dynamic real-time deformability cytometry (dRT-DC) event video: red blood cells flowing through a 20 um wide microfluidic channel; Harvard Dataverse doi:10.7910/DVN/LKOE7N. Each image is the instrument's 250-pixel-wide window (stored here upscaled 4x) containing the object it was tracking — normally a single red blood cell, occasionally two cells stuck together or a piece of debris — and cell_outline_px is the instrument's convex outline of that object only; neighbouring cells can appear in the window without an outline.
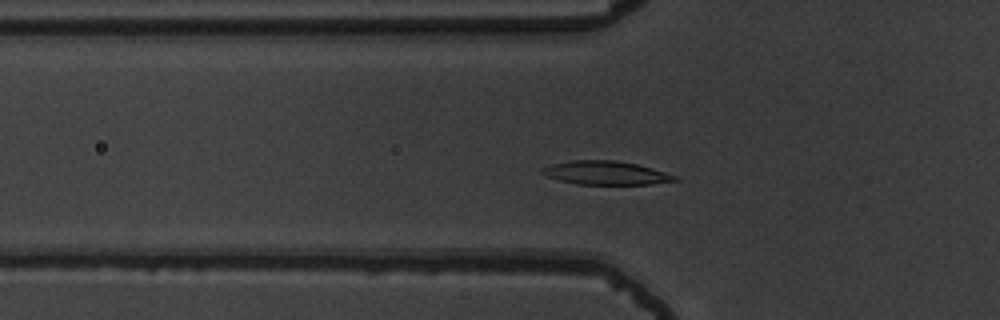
{"species": "common noctule bat (a hibernating species)", "species_latin": "Nyctalus noctula", "temperature_condition": "warm", "stored_images_in_passage": 48, "camera_frame_rate_fps": 3000, "um_per_image_px": 0.085, "animal": {"sex": "male", "body_mass_g": 19.5, "forearm_length_mm": 54.6}, "frame": {"image": 1, "passage_image": 13, "time_ms": 4.0, "image_size_px": [1000, 320], "cell_outline_px": [[680, 180], [652, 184], [576, 184], [560, 180], [548, 176], [540, 172], [540, 168], [552, 164], [572, 160], [616, 160], [636, 164], [652, 168], [676, 176]], "centroid_in_image_um": [51.48, 14.69], "position_along_channel_um": 74.3, "area_um2": 18.15}}
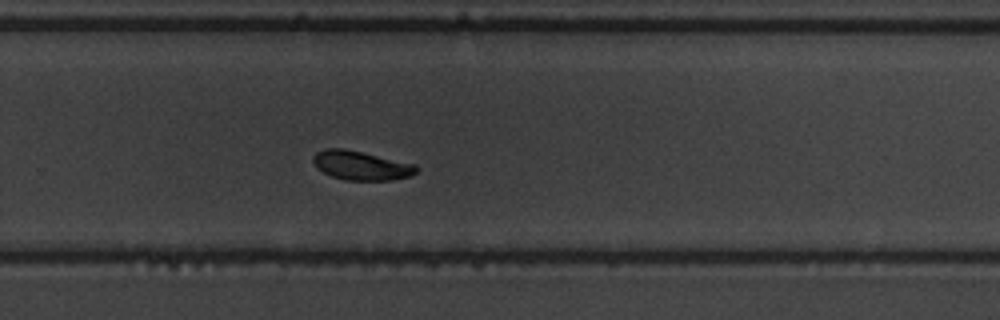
{"frame": {"image": 2, "passage_image": 31, "time_ms": 10.0, "image_size_px": [1000, 320], "cell_outline_px": [[420, 168], [416, 172], [408, 176], [392, 180], [344, 180], [332, 176], [316, 168], [312, 160], [312, 156], [316, 152], [324, 148], [344, 148], [416, 164]], "centroid_in_image_um": [30.67, 14.06], "position_along_channel_um": 299.1, "area_um2": 17.57}}
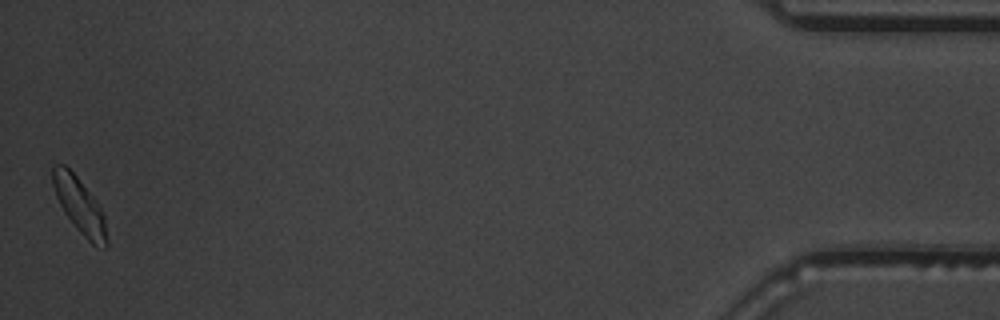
{"frame": {"image": 3, "passage_image": 48, "time_ms": 15.667, "image_size_px": [1000, 320], "cell_outline_px": [[108, 248], [96, 248], [76, 228], [64, 212], [56, 196], [52, 184], [52, 164], [64, 164], [76, 176], [96, 200], [104, 216], [108, 240]], "centroid_in_image_um": [6.77, 17.5], "position_along_channel_um": 428.4, "area_um2": 17.51}, "authors_computed_cell_mechanics": {"area_um2": 17.8602, "velocity_mm_per_s": 3.7588, "shape_relaxation_time_tau1_ms": 2.2265, "shape_relaxation_time_tau2_ms": 5.3268, "deformation_change_tau1": 0.1187, "deformation_change_tau2": 0.0588}}